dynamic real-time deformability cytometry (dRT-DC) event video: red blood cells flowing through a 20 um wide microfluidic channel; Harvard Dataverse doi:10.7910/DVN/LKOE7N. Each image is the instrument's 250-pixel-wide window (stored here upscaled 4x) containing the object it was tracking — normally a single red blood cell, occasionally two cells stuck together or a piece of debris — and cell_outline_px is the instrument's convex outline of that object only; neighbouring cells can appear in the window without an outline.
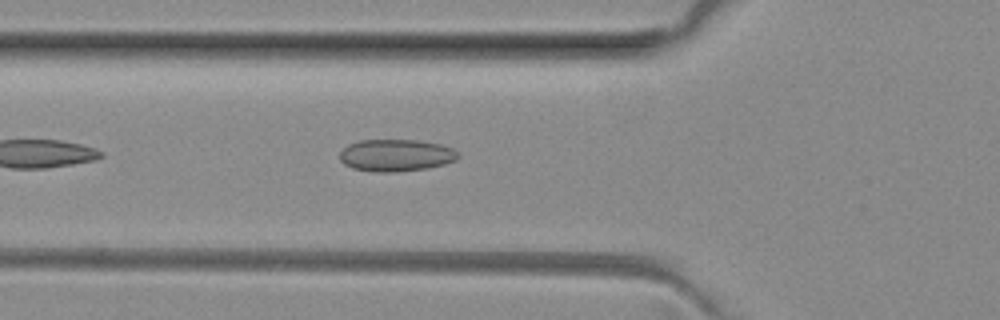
{"species": "common noctule bat (a hibernating species)", "species_latin": "Nyctalus noctula", "temperature_condition": "room temperature", "stored_images_in_passage": 38, "camera_frame_rate_fps": 3000, "um_per_image_px": 0.085, "animal": {"sex": "female", "body_mass_g": 29.2, "forearm_length_mm": 56.3}, "frame": {"image": 1, "passage_image": 5, "time_ms": 1.333, "image_size_px": [1000, 320], "cell_outline_px": [[460, 156], [456, 160], [444, 164], [428, 168], [396, 172], [376, 172], [352, 168], [344, 164], [340, 160], [340, 152], [348, 144], [360, 140], [416, 140], [440, 144], [452, 148]], "centroid_in_image_um": [33.65, 13.2], "position_along_channel_um": 92.2, "area_um2": 22.14}}
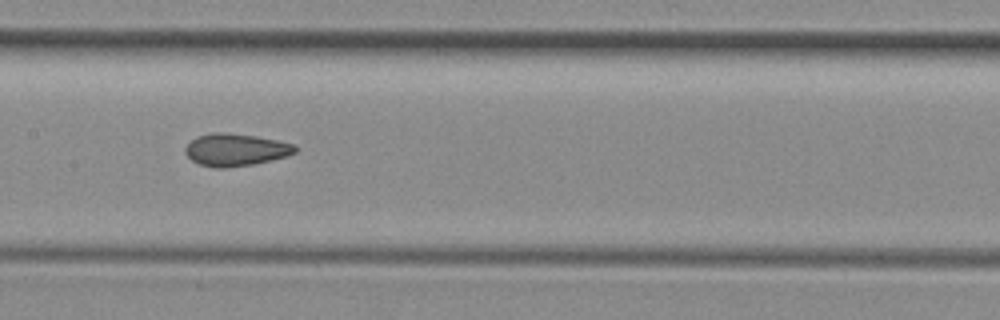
{"frame": {"image": 2, "passage_image": 12, "time_ms": 3.667, "image_size_px": [1000, 320], "cell_outline_px": [[296, 152], [288, 156], [252, 164], [228, 168], [212, 168], [200, 164], [192, 160], [184, 152], [184, 148], [196, 136], [216, 132], [224, 132], [256, 136], [296, 144]], "centroid_in_image_um": [20.02, 12.73], "position_along_channel_um": 187.4, "area_um2": 20.75}}
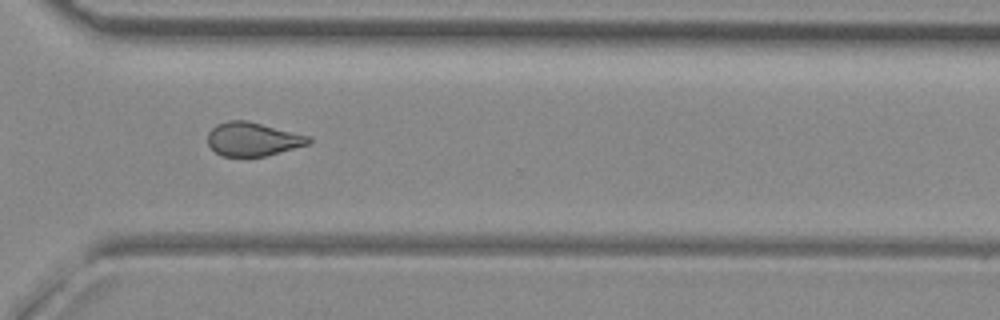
{"frame": {"image": 3, "passage_image": 24, "time_ms": 7.667, "image_size_px": [1000, 320], "cell_outline_px": [[312, 140], [308, 144], [264, 156], [220, 156], [208, 144], [208, 132], [216, 124], [228, 120], [248, 120], [312, 136]], "centroid_in_image_um": [21.49, 11.81], "position_along_channel_um": 349.1, "area_um2": 19.88}, "authors_computed_cell_mechanics": {"area_um2": 20.3456, "velocity_mm_per_s": 4.0473, "shape_relaxation_time_tau1_ms": null, "shape_relaxation_time_tau2_ms": 2.2747, "deformation_change_tau1": null, "deformation_change_tau2": 0.08}}